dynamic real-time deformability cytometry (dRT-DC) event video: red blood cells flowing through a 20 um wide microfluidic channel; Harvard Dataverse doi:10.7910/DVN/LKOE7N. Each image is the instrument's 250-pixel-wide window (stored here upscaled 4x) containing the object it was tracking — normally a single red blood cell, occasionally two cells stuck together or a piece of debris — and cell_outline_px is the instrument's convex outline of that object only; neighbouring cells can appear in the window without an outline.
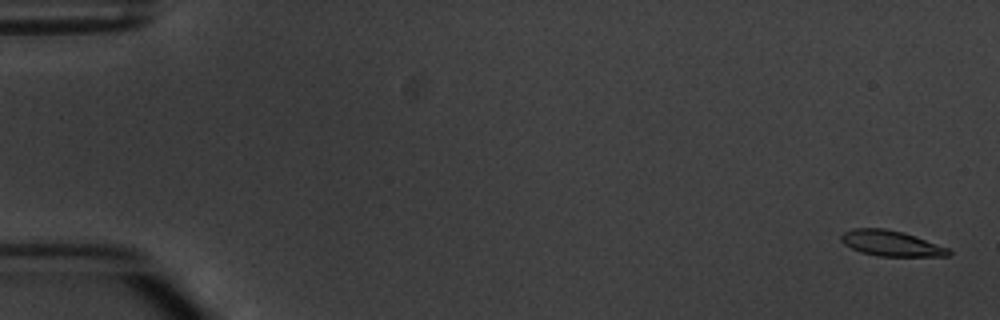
{"species": "common noctule bat (a hibernating species)", "species_latin": "Nyctalus noctula", "temperature_condition": "warm", "stored_images_in_passage": 6, "camera_frame_rate_fps": 3000, "um_per_image_px": 0.085, "animal": {"sex": "male", "body_mass_g": 20.1, "forearm_length_mm": 53.5}, "frame": {"image": 1, "passage_image": 1, "time_ms": 0.0, "image_size_px": [1000, 320], "cell_outline_px": [[952, 252], [948, 256], [876, 256], [860, 252], [844, 244], [840, 240], [840, 236], [844, 232], [852, 228], [884, 228], [904, 232], [916, 236], [948, 248]], "centroid_in_image_um": [75.72, 20.68], "position_along_channel_um": 9.3, "area_um2": 16.07}}
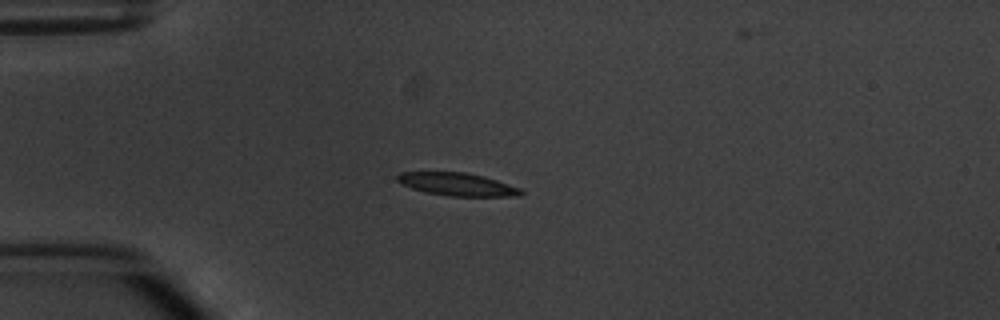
{"frame": {"image": 2, "passage_image": 4, "time_ms": 4.333, "image_size_px": [1000, 320], "cell_outline_px": [[524, 196], [448, 196], [424, 192], [400, 184], [396, 180], [396, 176], [400, 172], [464, 172], [484, 176], [520, 188], [524, 192]], "centroid_in_image_um": [38.85, 15.67], "position_along_channel_um": 46.1, "area_um2": 16.59}}
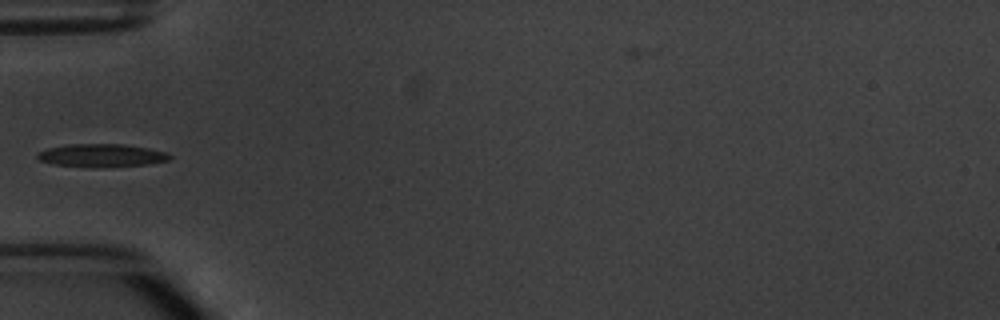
{"frame": {"image": 3, "passage_image": 5, "time_ms": 5.667, "image_size_px": [1000, 320], "cell_outline_px": [[172, 156], [168, 160], [148, 164], [100, 168], [92, 168], [56, 164], [40, 160], [36, 156], [40, 152], [48, 148], [68, 144], [124, 144], [148, 148], [168, 152]], "centroid_in_image_um": [8.68, 13.22], "position_along_channel_um": 76.3, "area_um2": 17.8}}